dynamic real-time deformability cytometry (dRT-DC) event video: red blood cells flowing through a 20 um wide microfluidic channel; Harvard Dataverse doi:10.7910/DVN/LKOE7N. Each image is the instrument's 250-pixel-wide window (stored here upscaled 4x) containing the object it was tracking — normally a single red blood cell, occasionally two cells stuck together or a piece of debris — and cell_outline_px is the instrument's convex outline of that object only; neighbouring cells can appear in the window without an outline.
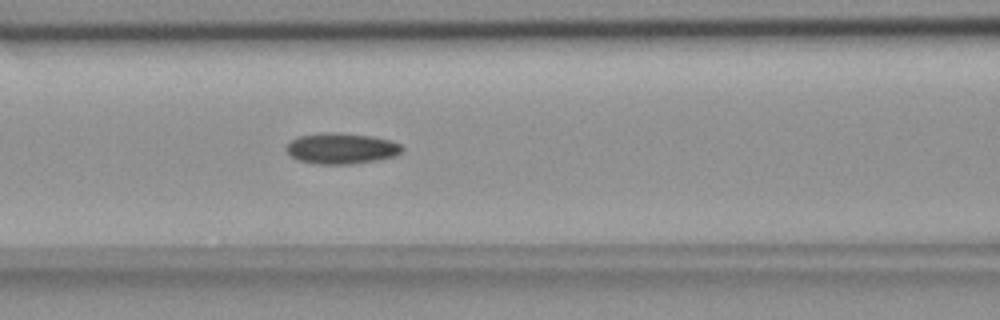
{"species": "common noctule bat (a hibernating species)", "species_latin": "Nyctalus noctula", "temperature_condition": "room temperature", "stored_images_in_passage": 35, "camera_frame_rate_fps": 3000, "um_per_image_px": 0.085, "animal": {"sex": "female", "body_mass_g": 18.4}, "frame": {"image": 1, "passage_image": 10, "time_ms": 3.0, "image_size_px": [1000, 320], "cell_outline_px": [[404, 148], [396, 156], [376, 160], [352, 164], [316, 164], [296, 160], [284, 148], [296, 136], [324, 132], [336, 132], [372, 136], [388, 140], [400, 144]], "centroid_in_image_um": [28.99, 12.61], "position_along_channel_um": 137.6, "area_um2": 20.92}}
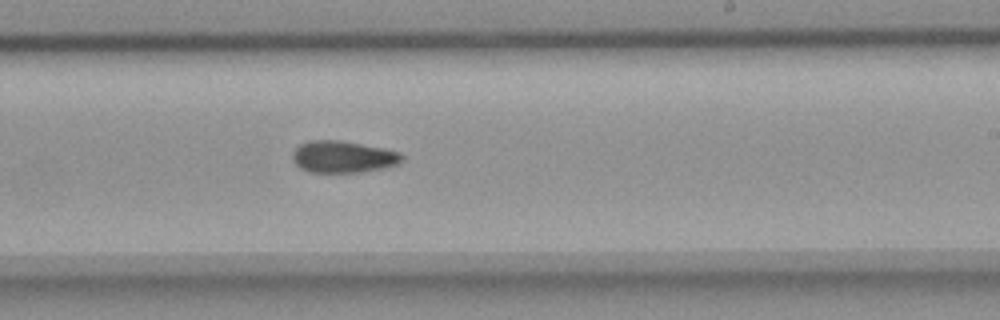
{"frame": {"image": 2, "passage_image": 20, "time_ms": 6.333, "image_size_px": [1000, 320], "cell_outline_px": [[404, 160], [400, 164], [384, 168], [360, 172], [308, 172], [300, 168], [292, 160], [292, 152], [300, 144], [308, 140], [340, 140], [384, 148], [400, 152], [404, 156]], "centroid_in_image_um": [29.18, 13.33], "position_along_channel_um": 259.8, "area_um2": 20.58}}
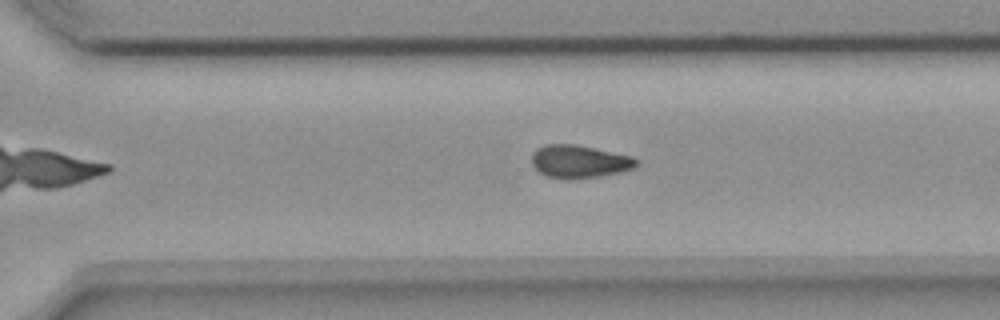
{"frame": {"image": 3, "passage_image": 25, "time_ms": 8.0, "image_size_px": [1000, 320], "cell_outline_px": [[640, 160], [632, 168], [624, 172], [600, 176], [572, 180], [564, 180], [544, 176], [532, 164], [532, 152], [536, 148], [544, 144], [576, 144], [632, 156]], "centroid_in_image_um": [49.22, 13.74], "position_along_channel_um": 321.4, "area_um2": 20.46}}